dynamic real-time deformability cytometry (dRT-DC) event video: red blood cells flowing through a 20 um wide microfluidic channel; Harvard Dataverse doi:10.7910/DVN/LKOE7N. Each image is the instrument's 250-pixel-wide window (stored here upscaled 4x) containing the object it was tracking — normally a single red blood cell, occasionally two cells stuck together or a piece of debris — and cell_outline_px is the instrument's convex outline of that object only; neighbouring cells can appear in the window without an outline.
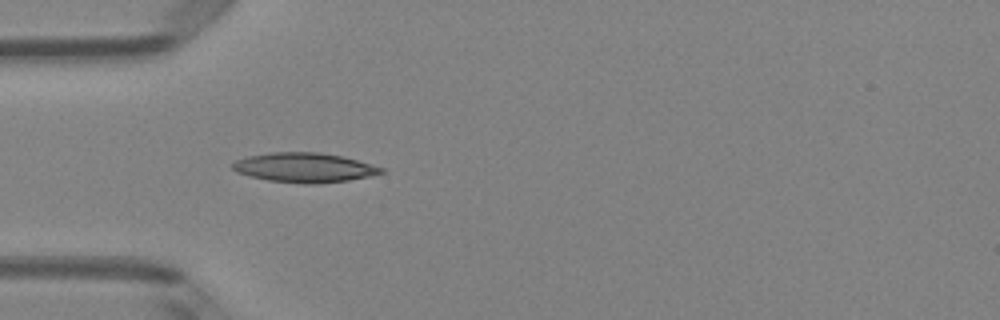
{"species": "Egyptian fruit bat (a non-hibernating species)", "species_latin": "Rousettus aegyptiacus", "temperature_condition": "room temperature", "stored_images_in_passage": 8, "camera_frame_rate_fps": 3000, "um_per_image_px": 0.085, "animal": {"sex": "female"}, "frame": {"image": 1, "passage_image": 4, "time_ms": 1.0, "image_size_px": [1000, 320], "cell_outline_px": [[384, 172], [372, 176], [348, 180], [316, 184], [304, 184], [268, 180], [236, 172], [232, 168], [232, 164], [236, 160], [248, 156], [272, 152], [320, 152], [340, 156], [372, 164], [384, 168]], "centroid_in_image_um": [25.88, 14.24], "position_along_channel_um": 59.1, "area_um2": 25.49}}